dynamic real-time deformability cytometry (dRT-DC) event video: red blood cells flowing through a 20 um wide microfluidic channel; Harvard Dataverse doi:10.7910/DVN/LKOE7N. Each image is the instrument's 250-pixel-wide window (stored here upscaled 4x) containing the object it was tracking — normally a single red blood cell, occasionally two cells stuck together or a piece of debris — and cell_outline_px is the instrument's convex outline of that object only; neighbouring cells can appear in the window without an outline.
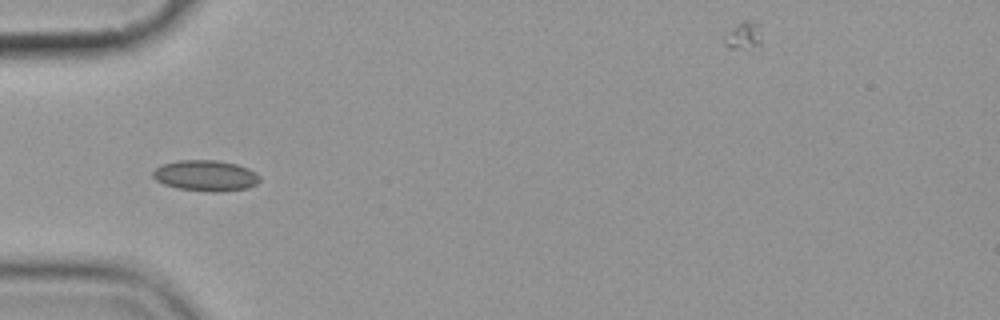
{"species": "common noctule bat (a hibernating species)", "species_latin": "Nyctalus noctula", "temperature_condition": "cold", "stored_images_in_passage": 6, "camera_frame_rate_fps": 3000, "um_per_image_px": 0.085, "animal": {"sex": "female", "body_mass_g": 19.9}, "frame": {"image": 1, "passage_image": 6, "time_ms": 5.667, "image_size_px": [1000, 320], "cell_outline_px": [[260, 180], [256, 184], [248, 188], [216, 192], [212, 192], [176, 188], [164, 184], [156, 180], [152, 176], [152, 172], [160, 164], [180, 160], [216, 160], [236, 164], [248, 168], [260, 176]], "centroid_in_image_um": [17.46, 14.92], "position_along_channel_um": 67.5, "area_um2": 19.25}}